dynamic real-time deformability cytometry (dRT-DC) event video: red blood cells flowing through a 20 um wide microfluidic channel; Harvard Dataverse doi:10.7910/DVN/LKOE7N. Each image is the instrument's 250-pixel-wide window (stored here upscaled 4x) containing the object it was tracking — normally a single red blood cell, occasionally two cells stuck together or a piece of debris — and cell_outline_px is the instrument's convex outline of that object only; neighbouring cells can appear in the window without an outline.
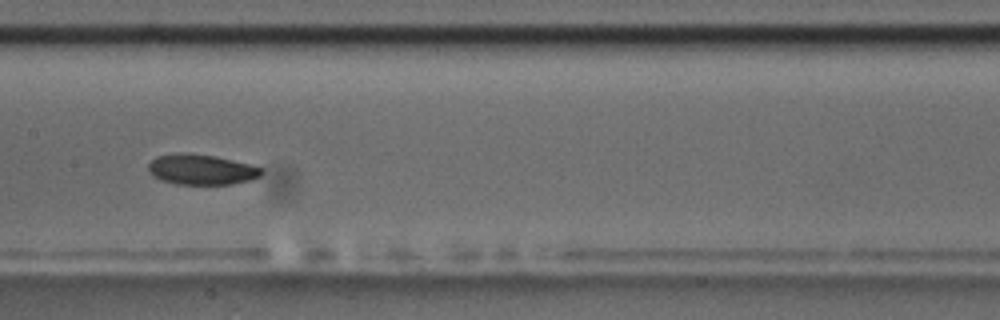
{"species": "common noctule bat (a hibernating species)", "species_latin": "Nyctalus noctula", "temperature_condition": "room temperature", "stored_images_in_passage": 16, "camera_frame_rate_fps": 3000, "um_per_image_px": 0.085, "animal": {"sex": "male", "body_mass_g": 17.5, "forearm_length_mm": 52.3}, "frame": {"image": 1, "passage_image": 7, "time_ms": 7.0, "image_size_px": [1000, 320], "cell_outline_px": [[264, 172], [260, 176], [252, 180], [232, 184], [176, 184], [160, 180], [152, 176], [148, 172], [148, 164], [156, 156], [180, 152], [188, 152], [216, 156], [264, 168]], "centroid_in_image_um": [17.1, 14.4], "position_along_channel_um": 190.3, "area_um2": 20.35}, "authors_computed_cell_mechanics": {"area_um2": 20.4901, "velocity_mm_per_s": 3.5252, "shape_relaxation_time_tau1_ms": 2.3184, "shape_relaxation_time_tau2_ms": null, "deformation_change_tau1": 0.0666, "deformation_change_tau2": null}}